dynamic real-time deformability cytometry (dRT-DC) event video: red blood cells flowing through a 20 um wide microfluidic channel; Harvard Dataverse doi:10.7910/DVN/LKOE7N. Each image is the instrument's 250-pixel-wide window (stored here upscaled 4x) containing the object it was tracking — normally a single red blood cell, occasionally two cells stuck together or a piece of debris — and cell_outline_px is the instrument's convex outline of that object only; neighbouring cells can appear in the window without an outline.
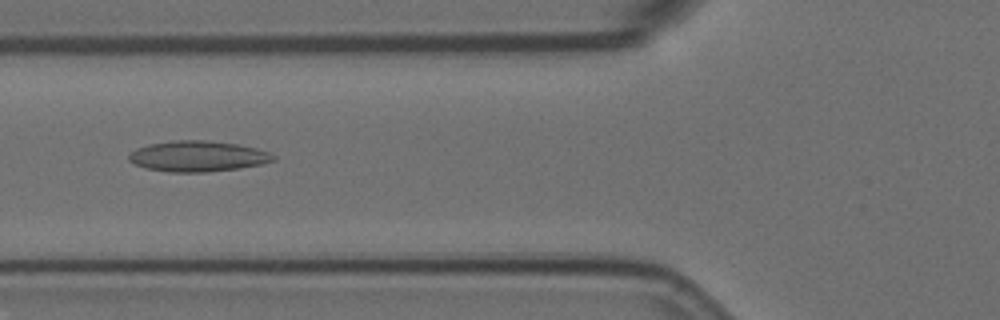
{"species": "Egyptian fruit bat (a non-hibernating species)", "species_latin": "Rousettus aegyptiacus", "temperature_condition": "room temperature", "stored_images_in_passage": 54, "camera_frame_rate_fps": 3000, "um_per_image_px": 0.085, "animal": {"sex": "female"}, "frame": {"image": 1, "passage_image": 21, "time_ms": 6.667, "image_size_px": [1000, 320], "cell_outline_px": [[276, 160], [260, 164], [240, 168], [208, 172], [168, 172], [144, 168], [128, 160], [128, 156], [136, 148], [148, 144], [172, 140], [208, 140], [236, 144], [256, 148], [268, 152], [276, 156]], "centroid_in_image_um": [16.8, 13.28], "position_along_channel_um": 109.0, "area_um2": 25.95}}
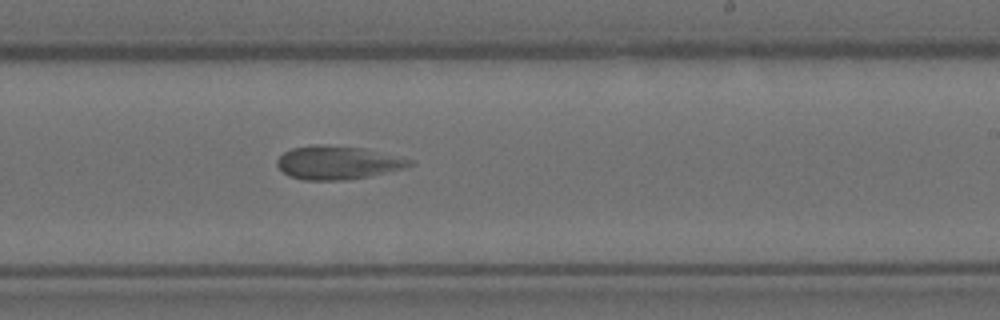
{"frame": {"image": 2, "passage_image": 34, "time_ms": 11.0, "image_size_px": [1000, 320], "cell_outline_px": [[416, 164], [408, 168], [368, 176], [344, 180], [304, 180], [288, 176], [276, 164], [276, 160], [284, 152], [292, 148], [316, 144], [320, 144], [364, 148], [416, 160]], "centroid_in_image_um": [28.76, 13.82], "position_along_channel_um": 260.2, "area_um2": 26.07}}
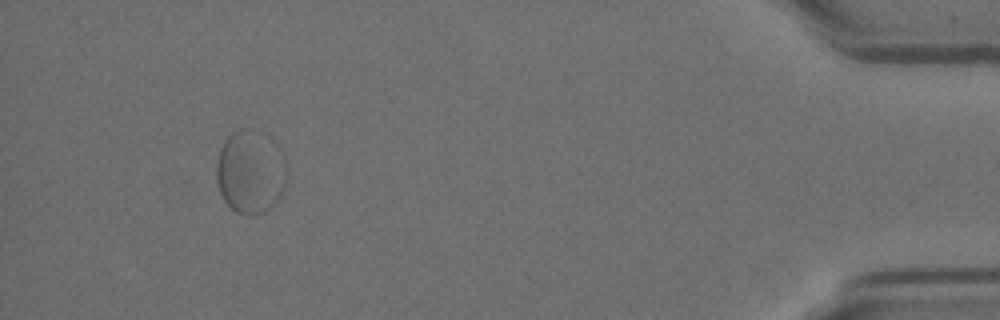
{"frame": {"image": 3, "passage_image": 53, "time_ms": 17.333, "image_size_px": [1000, 320], "cell_outline_px": [[288, 180], [280, 196], [264, 212], [252, 216], [248, 216], [236, 212], [224, 200], [220, 192], [216, 180], [216, 164], [220, 148], [224, 140], [232, 132], [240, 132], [288, 168]], "centroid_in_image_um": [21.14, 14.93], "position_along_channel_um": 414.1, "area_um2": 30.52}}